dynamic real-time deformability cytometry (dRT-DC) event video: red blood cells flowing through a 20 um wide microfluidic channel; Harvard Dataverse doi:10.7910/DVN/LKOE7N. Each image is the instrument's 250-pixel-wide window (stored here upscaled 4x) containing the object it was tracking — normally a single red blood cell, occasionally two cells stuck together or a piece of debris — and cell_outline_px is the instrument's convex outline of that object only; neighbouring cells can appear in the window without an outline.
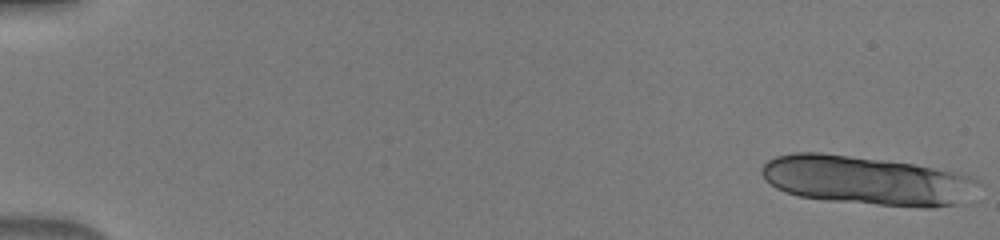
{"species": "human", "species_latin": "Homo sapiens", "temperature_condition": "warm", "stored_images_in_passage": 9, "camera_frame_rate_fps": 3000, "um_per_image_px": 0.085, "donor": {"sex": "male"}, "frame": {"image": 1, "passage_image": 1, "time_ms": 0.0, "image_size_px": [1000, 240], "cell_outline_px": [[980, 184], [956, 204], [932, 208], [924, 208], [824, 200], [800, 196], [776, 188], [760, 172], [760, 168], [768, 160], [776, 156], [792, 152], [820, 152], [884, 160], [912, 164], [972, 176]], "centroid_in_image_um": [73.61, 15.33], "position_along_channel_um": 11.4, "area_um2": 61.04}}